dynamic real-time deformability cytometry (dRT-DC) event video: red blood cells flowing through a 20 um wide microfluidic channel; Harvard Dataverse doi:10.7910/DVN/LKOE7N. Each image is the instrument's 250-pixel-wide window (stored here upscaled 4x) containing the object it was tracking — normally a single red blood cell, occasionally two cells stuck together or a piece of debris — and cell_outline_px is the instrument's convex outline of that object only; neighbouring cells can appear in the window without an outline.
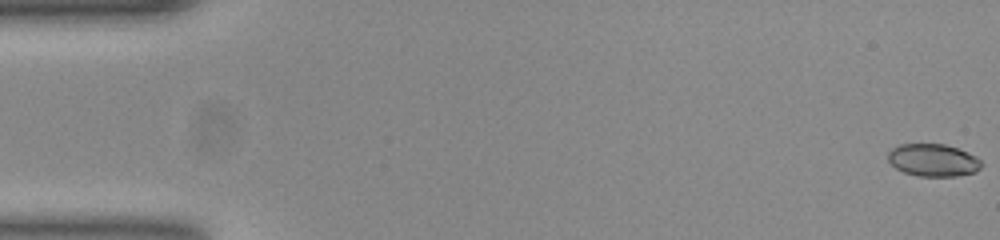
{"species": "common noctule bat (a hibernating species)", "species_latin": "Nyctalus noctula", "temperature_condition": "room temperature", "stored_images_in_passage": 53, "camera_frame_rate_fps": 3000, "um_per_image_px": 0.085, "animal": {"sex": "female", "body_mass_g": 23.0, "forearm_length_mm": 53.4}, "frame": {"image": 1, "passage_image": 1, "time_ms": 0.0, "image_size_px": [1000, 240], "cell_outline_px": [[984, 164], [976, 172], [956, 176], [920, 176], [904, 172], [896, 168], [888, 160], [888, 152], [892, 148], [900, 144], [944, 144], [968, 152], [976, 156]], "centroid_in_image_um": [79.34, 13.61], "position_along_channel_um": 5.7, "area_um2": 17.69}}
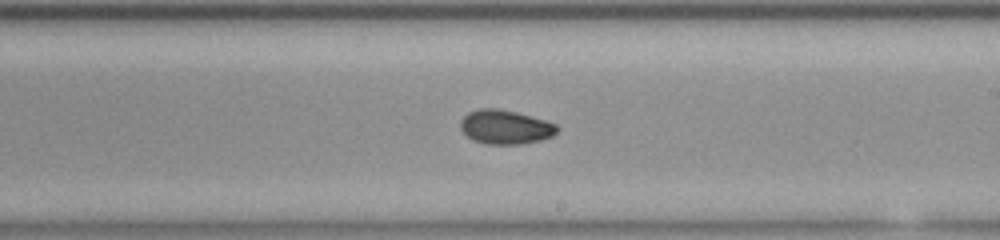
{"frame": {"image": 2, "passage_image": 31, "time_ms": 10.0, "image_size_px": [1000, 240], "cell_outline_px": [[556, 132], [552, 136], [540, 140], [520, 144], [484, 144], [472, 140], [460, 128], [460, 120], [468, 112], [480, 108], [500, 108], [516, 112], [544, 120], [556, 124]], "centroid_in_image_um": [42.9, 10.79], "position_along_channel_um": 246.1, "area_um2": 19.13}}
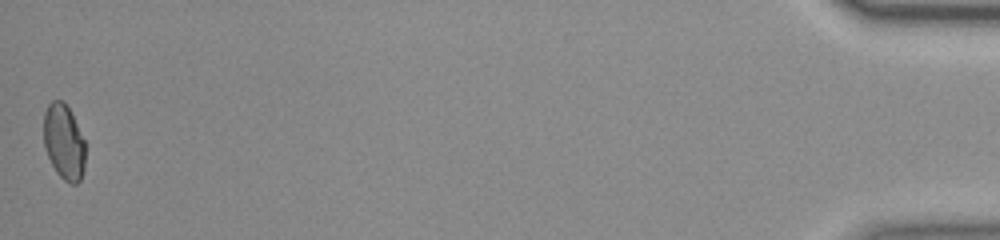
{"frame": {"image": 3, "passage_image": 53, "time_ms": 17.333, "image_size_px": [1000, 240], "cell_outline_px": [[84, 168], [80, 180], [76, 184], [72, 184], [64, 180], [56, 172], [44, 148], [44, 112], [48, 104], [52, 100], [64, 100], [84, 140]], "centroid_in_image_um": [5.41, 12.06], "position_along_channel_um": 429.8, "area_um2": 18.09}, "authors_computed_cell_mechanics": {"area_um2": 18.6694, "velocity_mm_per_s": 3.8838, "shape_relaxation_time_tau1_ms": 4.7216, "shape_relaxation_time_tau2_ms": 3.2732, "deformation_change_tau1": 0.1269, "deformation_change_tau2": 0.0505}}